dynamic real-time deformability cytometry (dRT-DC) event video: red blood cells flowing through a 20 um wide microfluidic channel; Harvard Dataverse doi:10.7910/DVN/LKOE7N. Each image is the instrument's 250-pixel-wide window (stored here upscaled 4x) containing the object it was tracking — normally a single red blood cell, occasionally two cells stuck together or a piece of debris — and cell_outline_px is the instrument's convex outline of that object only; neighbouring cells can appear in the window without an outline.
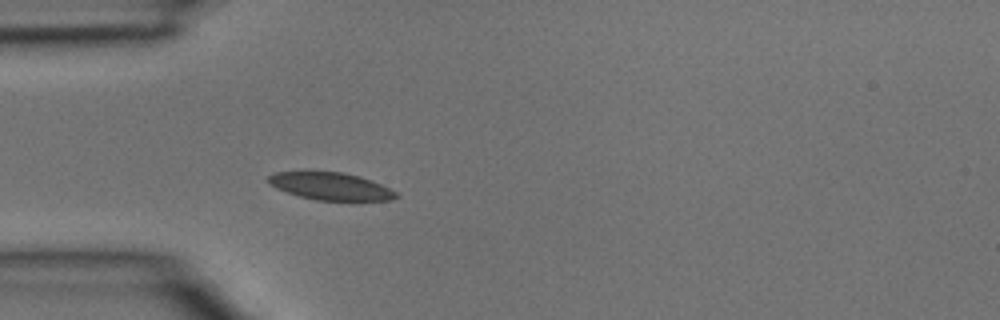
{"species": "common noctule bat (a hibernating species)", "species_latin": "Nyctalus noctula", "temperature_condition": "room temperature", "stored_images_in_passage": 3, "camera_frame_rate_fps": 3000, "um_per_image_px": 0.085, "animal": {"sex": "male", "body_mass_g": 15.6}, "frame": {"image": 1, "passage_image": 3, "time_ms": 0.667, "image_size_px": [1000, 320], "cell_outline_px": [[400, 196], [392, 200], [316, 200], [300, 196], [276, 188], [268, 184], [268, 176], [276, 172], [344, 172], [360, 176], [372, 180], [396, 192]], "centroid_in_image_um": [28.12, 15.83], "position_along_channel_um": 56.9, "area_um2": 20.23}}